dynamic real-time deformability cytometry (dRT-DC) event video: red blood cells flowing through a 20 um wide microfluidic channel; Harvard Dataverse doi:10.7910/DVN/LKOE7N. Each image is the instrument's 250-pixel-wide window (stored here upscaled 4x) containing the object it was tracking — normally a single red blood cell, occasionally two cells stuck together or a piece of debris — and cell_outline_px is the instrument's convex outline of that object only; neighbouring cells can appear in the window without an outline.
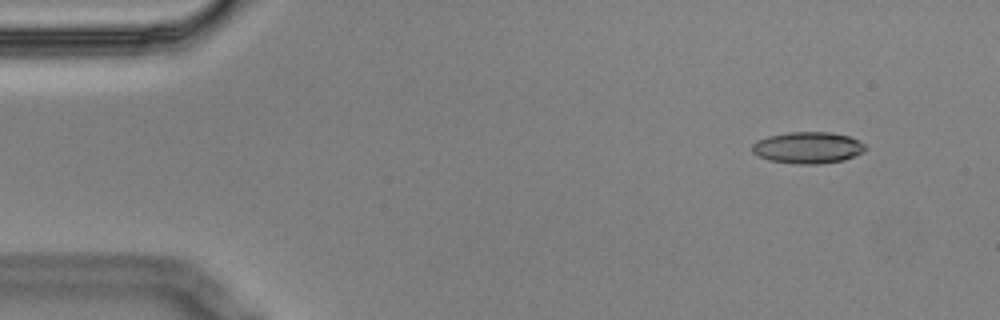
{"species": "Egyptian fruit bat (a non-hibernating species)", "species_latin": "Rousettus aegyptiacus", "temperature_condition": "cold", "stored_images_in_passage": 4, "camera_frame_rate_fps": 3000, "um_per_image_px": 0.085, "animal": {"sex": "male"}, "frame": {"image": 1, "passage_image": 1, "time_ms": 0.0, "image_size_px": [1000, 320], "cell_outline_px": [[868, 148], [864, 152], [844, 160], [820, 164], [796, 164], [768, 160], [752, 152], [752, 144], [756, 140], [768, 136], [788, 132], [832, 132], [848, 136], [864, 144]], "centroid_in_image_um": [68.66, 12.55], "position_along_channel_um": 16.3, "area_um2": 20.92}}